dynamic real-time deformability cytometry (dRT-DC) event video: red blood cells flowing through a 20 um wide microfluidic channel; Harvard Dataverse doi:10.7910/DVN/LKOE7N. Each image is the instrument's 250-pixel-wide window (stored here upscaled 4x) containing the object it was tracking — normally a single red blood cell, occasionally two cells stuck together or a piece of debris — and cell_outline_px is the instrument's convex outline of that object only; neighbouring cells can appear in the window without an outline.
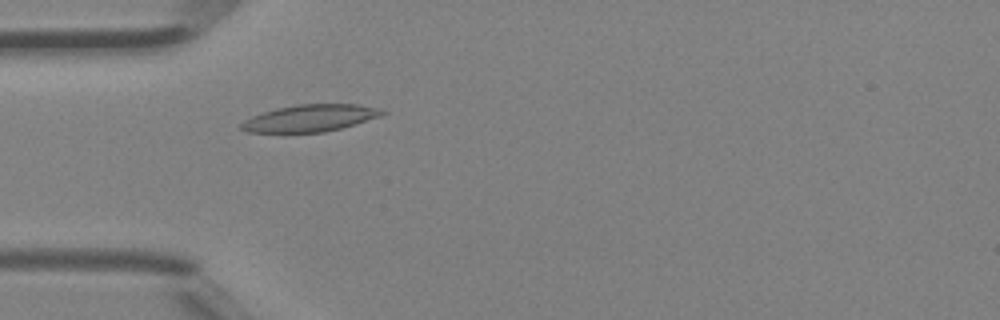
{"species": "Egyptian fruit bat (a non-hibernating species)", "species_latin": "Rousettus aegyptiacus", "temperature_condition": "room temperature", "stored_images_in_passage": 5, "camera_frame_rate_fps": 3000, "um_per_image_px": 0.085, "animal": {"sex": "female"}, "frame": {"image": 1, "passage_image": 5, "time_ms": 1.333, "image_size_px": [1000, 320], "cell_outline_px": [[388, 112], [380, 116], [340, 128], [324, 132], [248, 132], [240, 128], [240, 124], [244, 120], [252, 116], [276, 108], [296, 104], [356, 104], [376, 108]], "centroid_in_image_um": [26.33, 10.03], "position_along_channel_um": 58.7, "area_um2": 21.85}}